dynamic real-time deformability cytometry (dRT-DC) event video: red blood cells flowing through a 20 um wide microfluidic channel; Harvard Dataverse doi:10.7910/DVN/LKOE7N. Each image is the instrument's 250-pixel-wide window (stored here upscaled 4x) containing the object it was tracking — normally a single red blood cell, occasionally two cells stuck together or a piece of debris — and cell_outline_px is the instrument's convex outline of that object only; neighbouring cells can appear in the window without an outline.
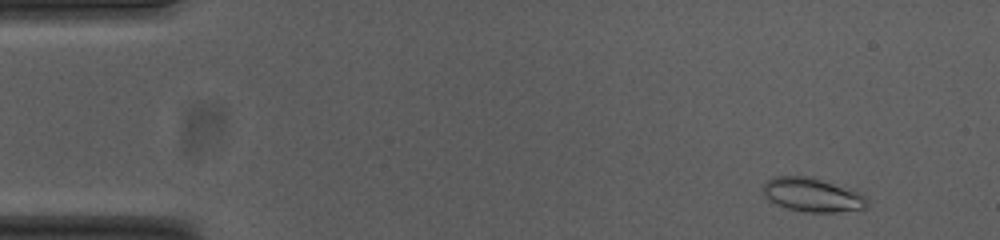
{"species": "common noctule bat (a hibernating species)", "species_latin": "Nyctalus noctula", "temperature_condition": "cold", "stored_images_in_passage": 55, "camera_frame_rate_fps": 3000, "um_per_image_px": 0.085, "animal": {"sex": "female", "body_mass_g": 23.0, "forearm_length_mm": 53.4}, "frame": {"image": 1, "passage_image": 4, "time_ms": 1.0, "image_size_px": [1000, 240], "cell_outline_px": [[868, 208], [836, 212], [804, 212], [788, 208], [776, 204], [764, 196], [764, 184], [768, 180], [776, 176], [816, 176], [852, 188], [864, 196], [868, 200]], "centroid_in_image_um": [69.11, 16.54], "position_along_channel_um": 15.9, "area_um2": 20.92}}
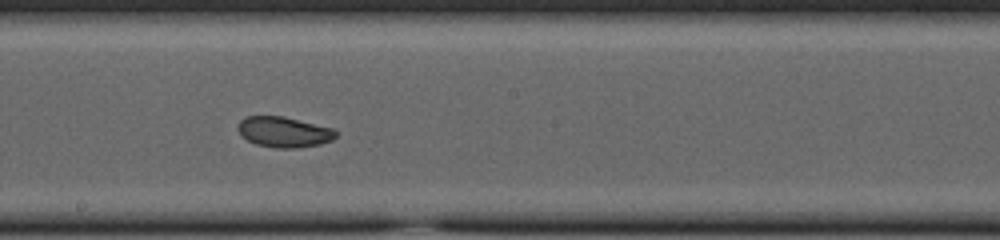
{"frame": {"image": 2, "passage_image": 29, "time_ms": 9.333, "image_size_px": [1000, 240], "cell_outline_px": [[336, 136], [332, 140], [320, 144], [296, 148], [276, 148], [256, 144], [240, 136], [236, 128], [240, 120], [244, 116], [284, 116], [332, 128], [336, 132]], "centroid_in_image_um": [24.08, 11.21], "position_along_channel_um": 224.1, "area_um2": 17.51}}
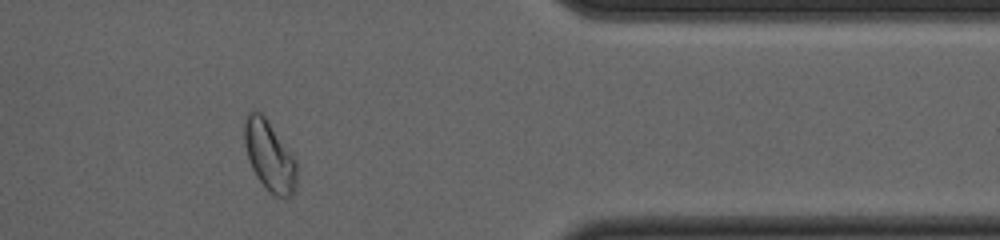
{"frame": {"image": 3, "passage_image": 44, "time_ms": 14.333, "image_size_px": [1000, 240], "cell_outline_px": [[296, 188], [288, 196], [272, 196], [268, 192], [256, 176], [252, 168], [244, 144], [244, 124], [248, 112], [260, 112], [264, 116], [296, 160]], "centroid_in_image_um": [22.89, 13.28], "position_along_channel_um": 388.5, "area_um2": 20.98}, "authors_computed_cell_mechanics": {"area_um2": 19.074, "velocity_mm_per_s": 3.7247, "shape_relaxation_time_tau1_ms": 7.8506, "shape_relaxation_time_tau2_ms": 1.9732, "deformation_change_tau1": 0.1595, "deformation_change_tau2": 0.0619}}